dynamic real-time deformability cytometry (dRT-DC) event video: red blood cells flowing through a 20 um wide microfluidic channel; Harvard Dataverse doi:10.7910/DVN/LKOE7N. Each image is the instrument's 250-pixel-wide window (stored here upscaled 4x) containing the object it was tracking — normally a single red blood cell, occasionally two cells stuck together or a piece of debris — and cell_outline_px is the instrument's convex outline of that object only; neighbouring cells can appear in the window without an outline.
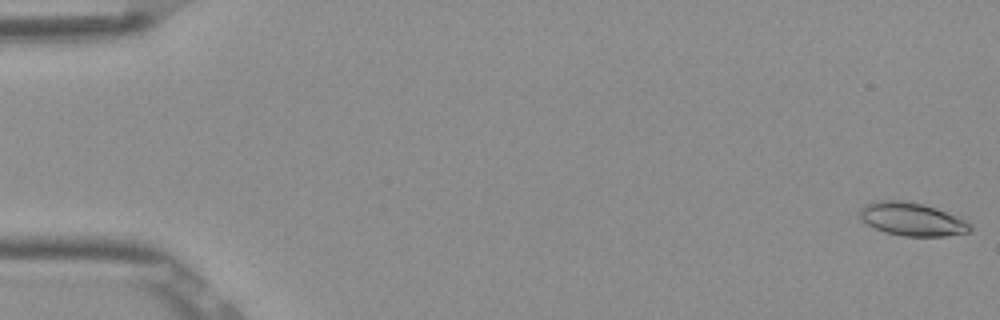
{"species": "Egyptian fruit bat (a non-hibernating species)", "species_latin": "Rousettus aegyptiacus", "temperature_condition": "room temperature", "stored_images_in_passage": 5, "camera_frame_rate_fps": 3000, "um_per_image_px": 0.085, "frame": {"image": 1, "passage_image": 1, "time_ms": 0.0, "image_size_px": [1000, 320], "cell_outline_px": [[972, 232], [944, 236], [904, 236], [884, 232], [860, 220], [860, 208], [864, 204], [872, 200], [904, 200], [936, 208], [956, 216], [972, 224]], "centroid_in_image_um": [77.5, 18.63], "position_along_channel_um": 7.5, "area_um2": 21.44}}